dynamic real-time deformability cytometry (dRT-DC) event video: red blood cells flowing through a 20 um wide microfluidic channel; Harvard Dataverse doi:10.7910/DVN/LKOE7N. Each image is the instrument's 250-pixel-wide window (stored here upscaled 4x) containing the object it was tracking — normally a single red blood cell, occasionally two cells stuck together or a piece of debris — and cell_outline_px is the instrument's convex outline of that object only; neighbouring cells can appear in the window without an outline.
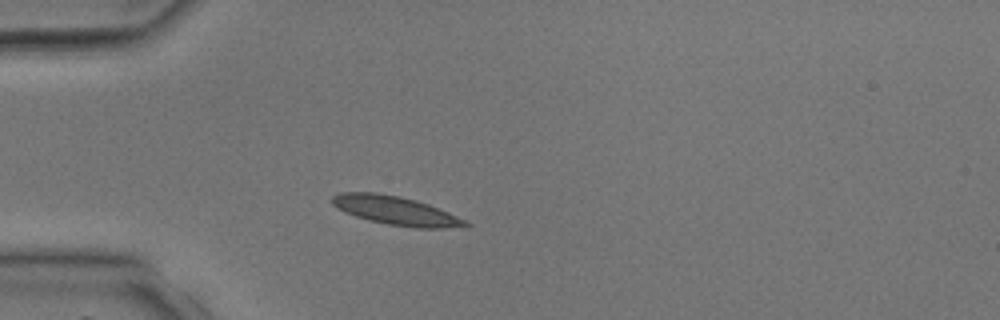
{"species": "common noctule bat (a hibernating species)", "species_latin": "Nyctalus noctula", "temperature_condition": "room temperature", "stored_images_in_passage": 1, "camera_frame_rate_fps": 3000, "um_per_image_px": 0.085, "animal": {"sex": "male", "body_mass_g": 17.9, "forearm_length_mm": 54.2}, "frame": {"image": 1, "passage_image": 1, "time_ms": 0.0, "image_size_px": [1000, 320], "cell_outline_px": [[472, 224], [468, 228], [416, 228], [388, 224], [368, 220], [356, 216], [332, 204], [332, 196], [340, 192], [376, 192], [400, 196], [416, 200], [428, 204], [448, 212]], "centroid_in_image_um": [33.7, 17.91], "position_along_channel_um": 51.3, "area_um2": 22.25}}